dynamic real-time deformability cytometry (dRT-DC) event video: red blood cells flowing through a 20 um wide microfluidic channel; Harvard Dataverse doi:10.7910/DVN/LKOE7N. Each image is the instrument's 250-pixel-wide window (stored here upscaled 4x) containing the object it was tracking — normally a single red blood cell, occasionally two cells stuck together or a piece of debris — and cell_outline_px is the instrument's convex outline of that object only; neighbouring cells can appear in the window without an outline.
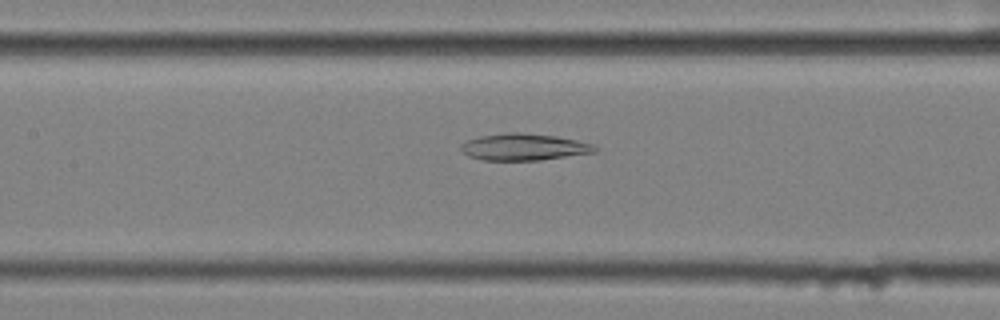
{"species": "common noctule bat (a hibernating species)", "species_latin": "Nyctalus noctula", "temperature_condition": "cold", "stored_images_in_passage": 45, "camera_frame_rate_fps": 3000, "um_per_image_px": 0.085, "animal": {"sex": "female", "body_mass_g": 25.1}, "frame": {"image": 1, "passage_image": 14, "time_ms": 4.333, "image_size_px": [1000, 320], "cell_outline_px": [[600, 148], [596, 152], [540, 160], [484, 160], [468, 156], [460, 148], [460, 144], [468, 140], [480, 136], [508, 132], [520, 132], [556, 136], [576, 140], [592, 144]], "centroid_in_image_um": [44.54, 12.49], "position_along_channel_um": 162.9, "area_um2": 20.87}}
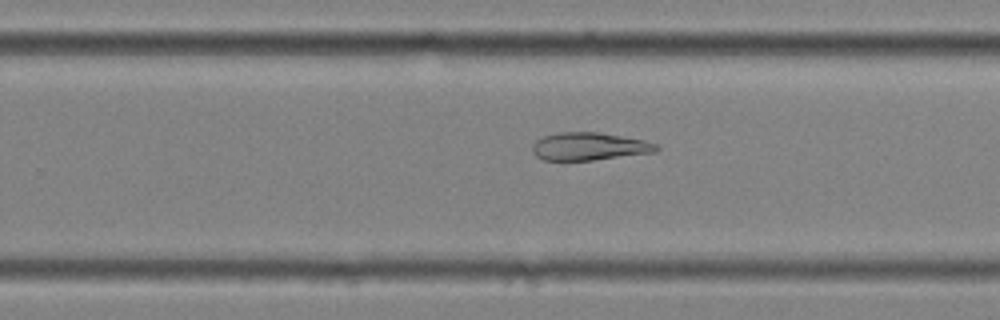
{"frame": {"image": 2, "passage_image": 24, "time_ms": 7.667, "image_size_px": [1000, 320], "cell_outline_px": [[660, 148], [656, 152], [592, 160], [544, 160], [536, 156], [532, 152], [532, 144], [536, 140], [544, 136], [556, 132], [600, 132], [644, 140], [656, 144]], "centroid_in_image_um": [50.06, 12.44], "position_along_channel_um": 279.7, "area_um2": 20.11}}
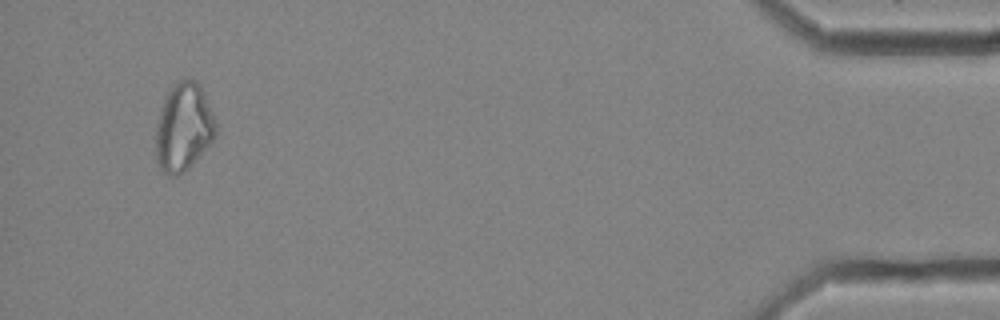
{"frame": {"image": 3, "passage_image": 42, "time_ms": 13.667, "image_size_px": [1000, 320], "cell_outline_px": [[216, 132], [212, 140], [188, 168], [176, 176], [172, 176], [164, 172], [160, 168], [156, 160], [156, 124], [160, 108], [172, 84], [180, 80], [196, 80], [200, 84], [204, 92], [216, 120]], "centroid_in_image_um": [15.59, 10.79], "position_along_channel_um": 419.6, "area_um2": 30.58}}